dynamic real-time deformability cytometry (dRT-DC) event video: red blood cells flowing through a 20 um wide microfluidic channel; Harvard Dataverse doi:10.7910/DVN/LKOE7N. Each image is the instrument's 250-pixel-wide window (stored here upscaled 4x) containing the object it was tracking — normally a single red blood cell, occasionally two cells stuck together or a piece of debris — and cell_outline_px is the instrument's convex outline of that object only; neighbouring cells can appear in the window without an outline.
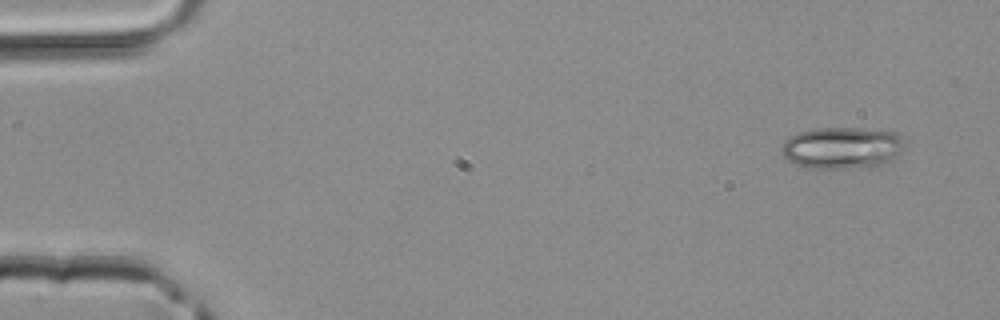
{"species": "common noctule bat (a hibernating species)", "species_latin": "Nyctalus noctula", "temperature_condition": "room temperature", "stored_images_in_passage": 4, "camera_frame_rate_fps": 3000, "um_per_image_px": 0.085, "animal": {"sex": "male", "body_mass_g": 20.4}, "frame": {"image": 1, "passage_image": 1, "time_ms": 0.0, "image_size_px": [1000, 320], "cell_outline_px": [[904, 148], [888, 164], [872, 168], [804, 168], [788, 160], [784, 156], [780, 148], [784, 140], [800, 132], [816, 128], [860, 128], [896, 132], [904, 140]], "centroid_in_image_um": [71.61, 12.58], "position_along_channel_um": 13.4, "area_um2": 30.4}}